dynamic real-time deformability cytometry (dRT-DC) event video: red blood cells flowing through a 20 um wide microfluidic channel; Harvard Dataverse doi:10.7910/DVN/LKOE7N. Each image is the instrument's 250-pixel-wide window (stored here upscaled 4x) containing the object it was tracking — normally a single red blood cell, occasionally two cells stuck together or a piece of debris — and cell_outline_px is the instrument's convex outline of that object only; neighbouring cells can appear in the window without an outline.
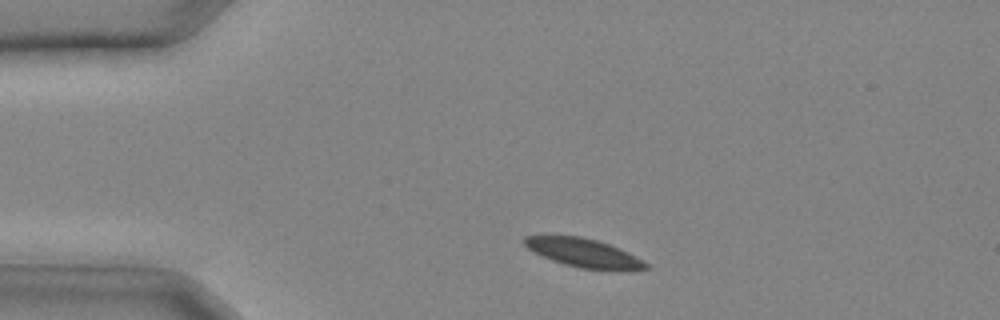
{"species": "common noctule bat (a hibernating species)", "species_latin": "Nyctalus noctula", "temperature_condition": "cold", "stored_images_in_passage": 27, "camera_frame_rate_fps": 3000, "um_per_image_px": 0.085, "animal": {"sex": "male", "body_mass_g": 20.4}, "frame": {"image": 1, "passage_image": 2, "time_ms": 0.333, "image_size_px": [1000, 320], "cell_outline_px": [[652, 268], [628, 272], [620, 272], [580, 268], [564, 264], [552, 260], [528, 248], [524, 244], [524, 236], [580, 236], [596, 240], [620, 248], [628, 252], [648, 264]], "centroid_in_image_um": [49.73, 21.54], "position_along_channel_um": 35.3, "area_um2": 20.46}}
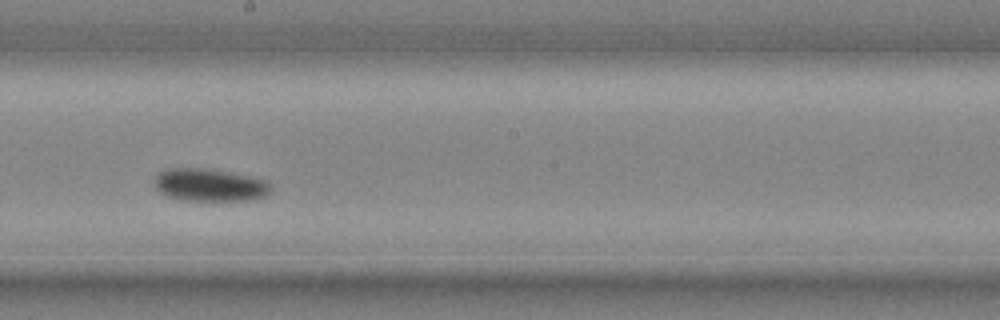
{"frame": {"image": 2, "passage_image": 14, "time_ms": 4.333, "image_size_px": [1000, 320], "cell_outline_px": [[272, 188], [264, 196], [256, 200], [180, 200], [168, 196], [160, 192], [156, 188], [152, 180], [160, 172], [168, 168], [204, 168], [228, 172], [248, 176], [264, 180], [272, 184]], "centroid_in_image_um": [17.8, 15.73], "position_along_channel_um": 230.4, "area_um2": 22.14}}
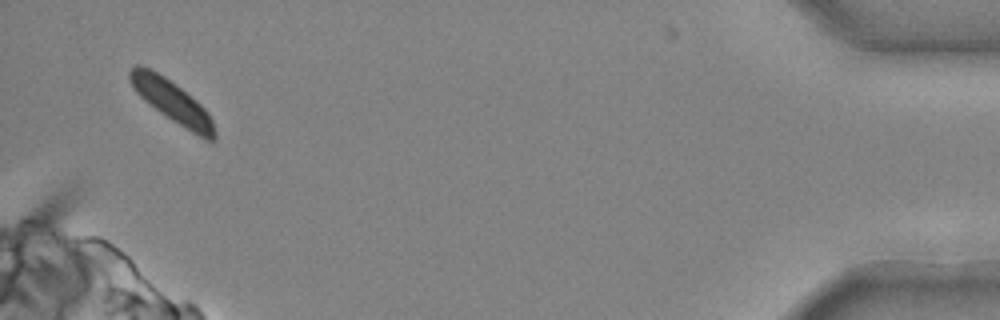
{"frame": {"image": 3, "passage_image": 27, "time_ms": 8.667, "image_size_px": [1000, 320], "cell_outline_px": [[216, 140], [204, 140], [172, 120], [160, 112], [144, 100], [136, 92], [128, 80], [128, 72], [136, 64], [140, 64], [164, 76], [196, 100], [208, 112], [212, 120], [216, 132]], "centroid_in_image_um": [14.62, 8.63], "position_along_channel_um": 420.6, "area_um2": 20.58}}